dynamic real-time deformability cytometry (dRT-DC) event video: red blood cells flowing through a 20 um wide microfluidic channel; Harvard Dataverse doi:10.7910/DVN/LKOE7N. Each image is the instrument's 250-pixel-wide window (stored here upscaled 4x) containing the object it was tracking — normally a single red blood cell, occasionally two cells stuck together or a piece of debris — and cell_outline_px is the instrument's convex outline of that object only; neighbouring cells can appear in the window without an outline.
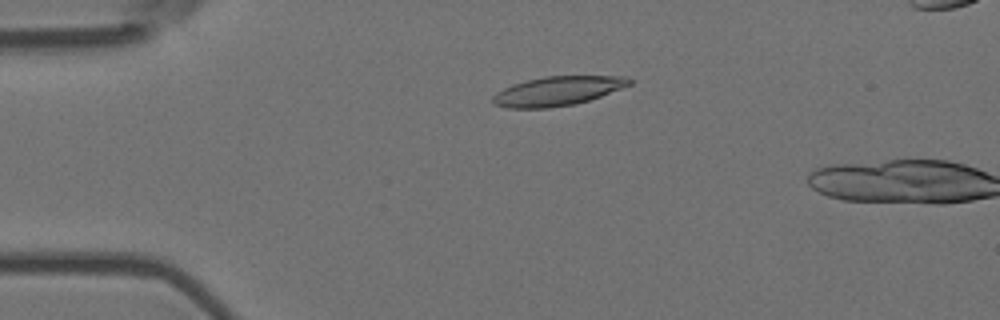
{"species": "Egyptian fruit bat (a non-hibernating species)", "species_latin": "Rousettus aegyptiacus", "temperature_condition": "room temperature", "stored_images_in_passage": 15, "camera_frame_rate_fps": 3000, "um_per_image_px": 0.085, "animal": {"sex": "female"}, "frame": {"image": 1, "passage_image": 13, "time_ms": 4.0, "image_size_px": [1000, 320], "cell_outline_px": [[632, 84], [600, 96], [576, 104], [548, 108], [508, 108], [492, 104], [492, 96], [496, 92], [512, 84], [544, 76], [628, 76], [632, 80]], "centroid_in_image_um": [47.37, 7.74], "position_along_channel_um": 37.6, "area_um2": 23.29}}